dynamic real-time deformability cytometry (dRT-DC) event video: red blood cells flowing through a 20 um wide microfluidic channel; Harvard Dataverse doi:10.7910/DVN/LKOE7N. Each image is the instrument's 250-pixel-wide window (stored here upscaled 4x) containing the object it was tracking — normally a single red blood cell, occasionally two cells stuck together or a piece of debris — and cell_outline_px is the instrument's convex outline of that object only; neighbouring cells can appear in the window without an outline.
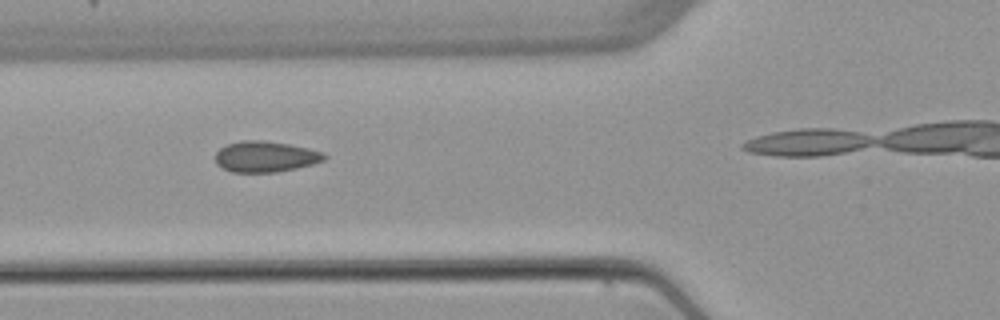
{"species": "common noctule bat (a hibernating species)", "species_latin": "Nyctalus noctula", "temperature_condition": "warm", "stored_images_in_passage": 9, "camera_frame_rate_fps": 3000, "um_per_image_px": 0.085, "animal": {"sex": "female", "body_mass_g": 22.7, "forearm_length_mm": 54.2}, "frame": {"image": 1, "passage_image": 3, "time_ms": 2.333, "image_size_px": [1000, 320], "cell_outline_px": [[328, 156], [324, 160], [312, 164], [296, 168], [276, 172], [232, 172], [216, 164], [216, 152], [220, 148], [228, 144], [240, 140], [264, 140], [288, 144], [308, 148], [324, 152]], "centroid_in_image_um": [22.57, 13.3], "position_along_channel_um": 103.2, "area_um2": 19.59}}